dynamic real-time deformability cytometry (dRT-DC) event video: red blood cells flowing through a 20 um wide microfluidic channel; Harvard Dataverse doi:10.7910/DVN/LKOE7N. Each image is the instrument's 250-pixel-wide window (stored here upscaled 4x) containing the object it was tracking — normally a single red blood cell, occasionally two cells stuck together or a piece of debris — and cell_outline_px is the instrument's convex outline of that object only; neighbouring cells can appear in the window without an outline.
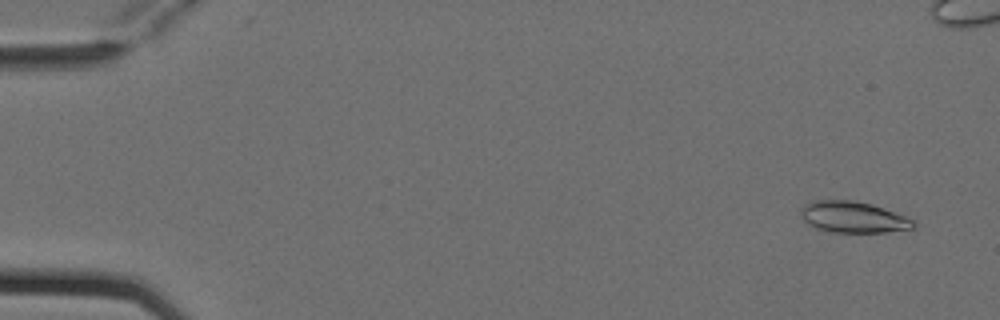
{"species": "Egyptian fruit bat (a non-hibernating species)", "species_latin": "Rousettus aegyptiacus", "temperature_condition": "cold", "stored_images_in_passage": 7, "camera_frame_rate_fps": 3000, "um_per_image_px": 0.085, "animal": {"sex": "female"}, "frame": {"image": 1, "passage_image": 1, "time_ms": 0.0, "image_size_px": [1000, 320], "cell_outline_px": [[916, 228], [884, 232], [832, 232], [816, 228], [804, 224], [800, 216], [800, 208], [804, 204], [812, 200], [856, 200], [872, 204], [916, 220]], "centroid_in_image_um": [72.48, 18.45], "position_along_channel_um": 12.5, "area_um2": 20.92}}
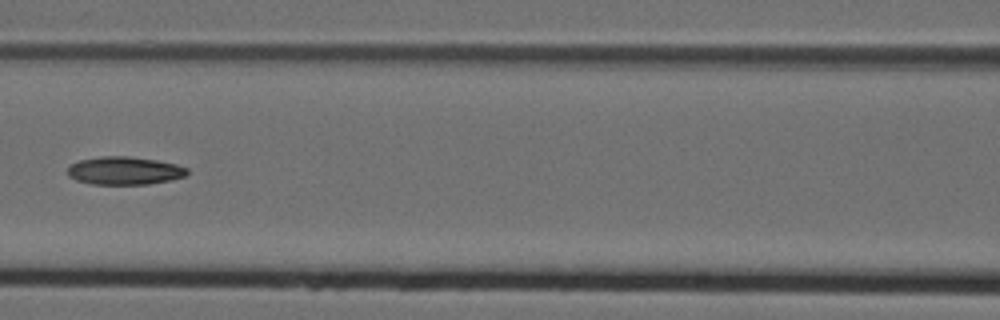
{"frame": {"image": 2, "passage_image": 7, "time_ms": 2.0, "image_size_px": [1000, 320], "cell_outline_px": [[188, 176], [148, 184], [92, 184], [76, 180], [68, 176], [68, 164], [80, 160], [100, 156], [128, 156], [156, 160], [176, 164], [188, 168]], "centroid_in_image_um": [10.57, 14.5], "position_along_channel_um": 156.0, "area_um2": 19.59}}